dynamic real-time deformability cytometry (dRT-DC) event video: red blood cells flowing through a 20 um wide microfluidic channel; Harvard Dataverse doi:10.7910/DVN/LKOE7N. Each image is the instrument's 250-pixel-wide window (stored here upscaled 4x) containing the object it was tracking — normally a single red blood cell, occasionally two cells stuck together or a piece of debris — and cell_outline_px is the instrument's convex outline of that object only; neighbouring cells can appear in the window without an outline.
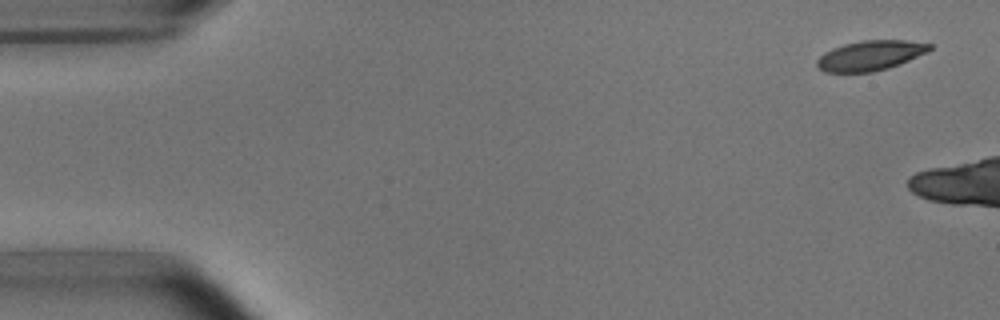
{"species": "common noctule bat (a hibernating species)", "species_latin": "Nyctalus noctula", "temperature_condition": "room temperature", "stored_images_in_passage": 3, "camera_frame_rate_fps": 3000, "um_per_image_px": 0.085, "animal": {"sex": "male", "body_mass_g": 15.6}, "frame": {"image": 1, "passage_image": 1, "time_ms": 0.0, "image_size_px": [1000, 320], "cell_outline_px": [[932, 48], [928, 52], [900, 64], [888, 68], [872, 72], [824, 72], [816, 64], [816, 60], [824, 52], [832, 48], [844, 44], [860, 40], [908, 40], [932, 44]], "centroid_in_image_um": [73.99, 4.71], "position_along_channel_um": 11.0, "area_um2": 19.77}}